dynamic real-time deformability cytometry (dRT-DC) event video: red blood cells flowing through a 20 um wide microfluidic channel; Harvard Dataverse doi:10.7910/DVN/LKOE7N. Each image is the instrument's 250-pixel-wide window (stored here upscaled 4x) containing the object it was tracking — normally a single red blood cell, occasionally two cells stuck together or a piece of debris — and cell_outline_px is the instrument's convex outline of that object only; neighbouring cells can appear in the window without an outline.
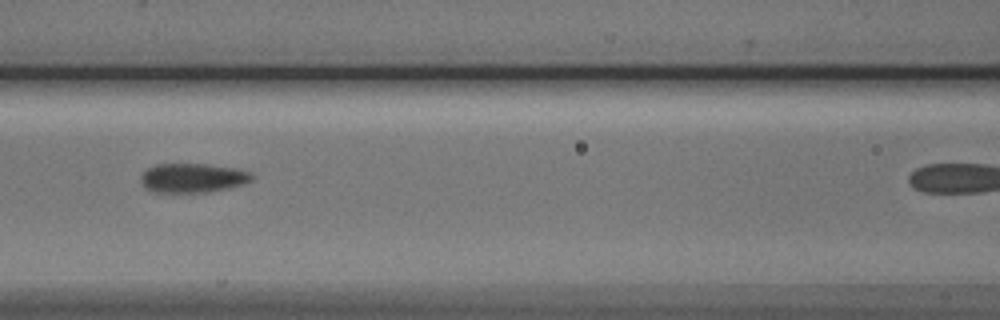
{"species": "Egyptian fruit bat (a non-hibernating species)", "species_latin": "Rousettus aegyptiacus", "temperature_condition": "cold", "stored_images_in_passage": 4, "camera_frame_rate_fps": 3000, "um_per_image_px": 0.085, "animal": {"sex": "male"}, "frame": {"image": 1, "passage_image": 3, "time_ms": 2.333, "image_size_px": [1000, 320], "cell_outline_px": [[252, 180], [244, 184], [228, 188], [208, 192], [152, 192], [144, 188], [140, 180], [140, 176], [148, 168], [156, 164], [208, 164], [236, 168], [248, 172], [252, 176]], "centroid_in_image_um": [16.34, 15.13], "position_along_channel_um": 150.3, "area_um2": 18.96}}